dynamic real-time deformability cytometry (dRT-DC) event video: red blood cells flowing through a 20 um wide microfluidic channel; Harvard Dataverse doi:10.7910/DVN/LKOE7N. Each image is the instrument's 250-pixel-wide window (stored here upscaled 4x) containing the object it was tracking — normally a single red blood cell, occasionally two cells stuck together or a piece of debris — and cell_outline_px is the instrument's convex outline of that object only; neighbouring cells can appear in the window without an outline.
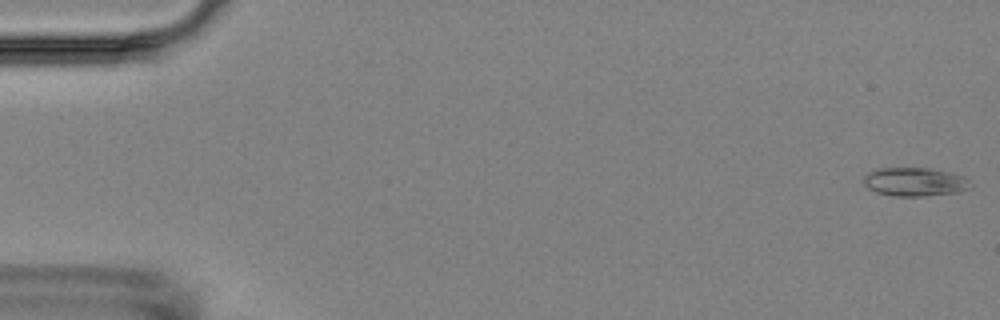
{"species": "Egyptian fruit bat (a non-hibernating species)", "species_latin": "Rousettus aegyptiacus", "temperature_condition": "room temperature", "stored_images_in_passage": 4, "camera_frame_rate_fps": 3000, "um_per_image_px": 0.085, "animal": {"sex": "female"}, "frame": {"image": 1, "passage_image": 1, "time_ms": 0.0, "image_size_px": [1000, 320], "cell_outline_px": [[972, 188], [956, 192], [924, 196], [892, 196], [876, 192], [868, 188], [864, 184], [864, 176], [868, 172], [876, 168], [928, 168], [948, 172], [964, 176], [972, 184]], "centroid_in_image_um": [77.75, 15.46], "position_along_channel_um": 7.3, "area_um2": 17.86}}